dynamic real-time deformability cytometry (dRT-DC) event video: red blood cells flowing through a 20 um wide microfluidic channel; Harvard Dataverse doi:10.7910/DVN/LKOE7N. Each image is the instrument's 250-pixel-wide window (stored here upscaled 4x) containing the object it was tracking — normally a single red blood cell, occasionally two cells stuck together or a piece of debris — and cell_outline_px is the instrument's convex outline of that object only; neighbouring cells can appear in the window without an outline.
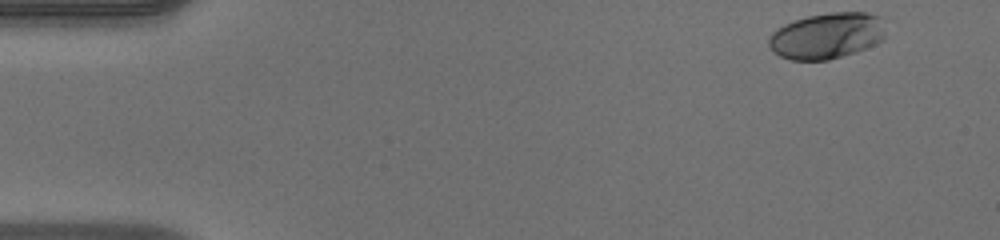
{"species": "human", "species_latin": "Homo sapiens", "temperature_condition": "warm", "stored_images_in_passage": 47, "camera_frame_rate_fps": 3000, "um_per_image_px": 0.085, "donor": {"sex": "male"}, "frame": {"image": 1, "passage_image": 1, "time_ms": 0.0, "image_size_px": [1000, 240], "cell_outline_px": [[884, 40], [864, 48], [828, 60], [792, 60], [780, 56], [768, 48], [768, 36], [776, 28], [784, 24], [808, 16], [832, 12], [868, 12], [880, 16], [884, 32]], "centroid_in_image_um": [70.24, 3.03], "position_along_channel_um": 14.8, "area_um2": 31.27}}
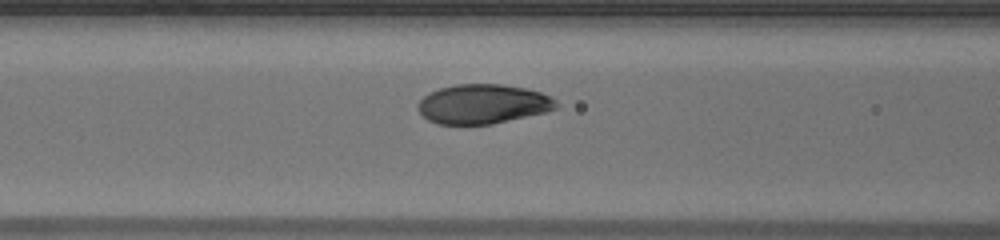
{"frame": {"image": 2, "passage_image": 18, "time_ms": 5.667, "image_size_px": [1000, 240], "cell_outline_px": [[560, 108], [544, 112], [492, 124], [436, 124], [428, 120], [416, 108], [416, 104], [428, 92], [440, 88], [456, 84], [500, 84], [524, 88], [540, 92], [556, 100], [560, 104]], "centroid_in_image_um": [41.03, 8.84], "position_along_channel_um": 125.6, "area_um2": 31.85}}
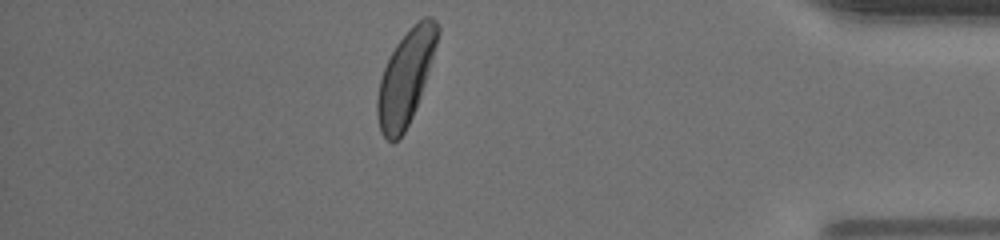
{"frame": {"image": 3, "passage_image": 41, "time_ms": 13.333, "image_size_px": [1000, 240], "cell_outline_px": [[440, 32], [424, 84], [420, 96], [412, 116], [404, 132], [396, 140], [388, 140], [380, 132], [376, 116], [376, 100], [380, 80], [384, 68], [396, 44], [424, 16], [432, 16], [436, 20], [440, 28]], "centroid_in_image_um": [34.47, 6.6], "position_along_channel_um": 400.7, "area_um2": 32.19}, "authors_computed_cell_mechanics": {"area_um2": 32.0212, "velocity_mm_per_s": 4.0854, "shape_relaxation_time_tau1_ms": 2.6824, "shape_relaxation_time_tau2_ms": null, "deformation_change_tau1": 0.1551, "deformation_change_tau2": null}}